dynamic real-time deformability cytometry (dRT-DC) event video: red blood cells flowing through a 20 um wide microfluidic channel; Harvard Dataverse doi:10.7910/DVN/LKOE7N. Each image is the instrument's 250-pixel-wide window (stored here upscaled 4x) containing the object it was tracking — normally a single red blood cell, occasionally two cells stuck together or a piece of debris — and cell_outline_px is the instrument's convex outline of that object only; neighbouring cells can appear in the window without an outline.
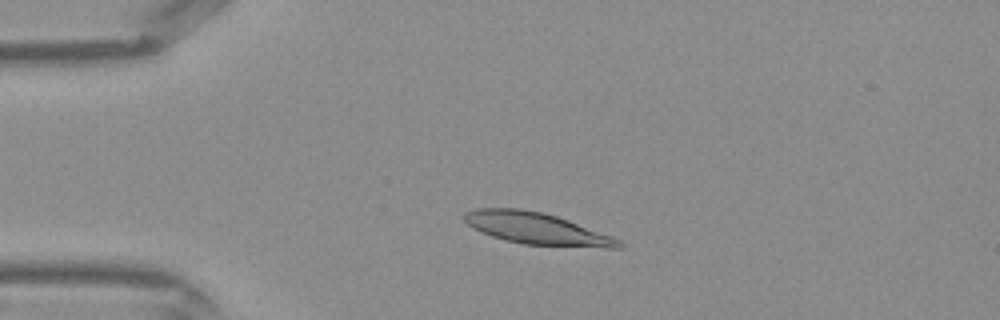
{"species": "Egyptian fruit bat (a non-hibernating species)", "species_latin": "Rousettus aegyptiacus", "temperature_condition": "warm", "stored_images_in_passage": 40, "camera_frame_rate_fps": 3000, "um_per_image_px": 0.085, "frame": {"image": 1, "passage_image": 7, "time_ms": 2.0, "image_size_px": [1000, 320], "cell_outline_px": [[624, 248], [608, 248], [524, 244], [492, 236], [472, 228], [464, 220], [464, 212], [476, 208], [520, 208], [544, 212], [568, 220], [612, 236], [620, 240], [624, 244]], "centroid_in_image_um": [45.63, 19.42], "position_along_channel_um": 39.4, "area_um2": 28.5}}
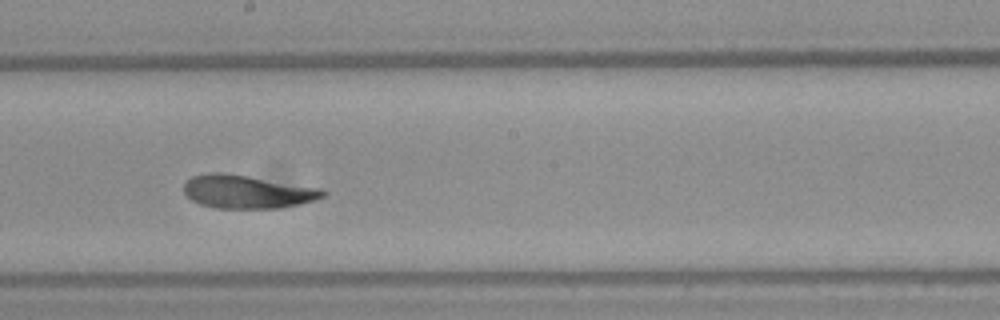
{"frame": {"image": 2, "passage_image": 21, "time_ms": 6.667, "image_size_px": [1000, 320], "cell_outline_px": [[328, 192], [324, 196], [316, 200], [300, 204], [280, 208], [216, 208], [200, 204], [192, 200], [184, 192], [184, 184], [192, 176], [208, 172], [220, 172], [248, 176], [324, 188]], "centroid_in_image_um": [21.06, 16.29], "position_along_channel_um": 227.1, "area_um2": 27.11}}
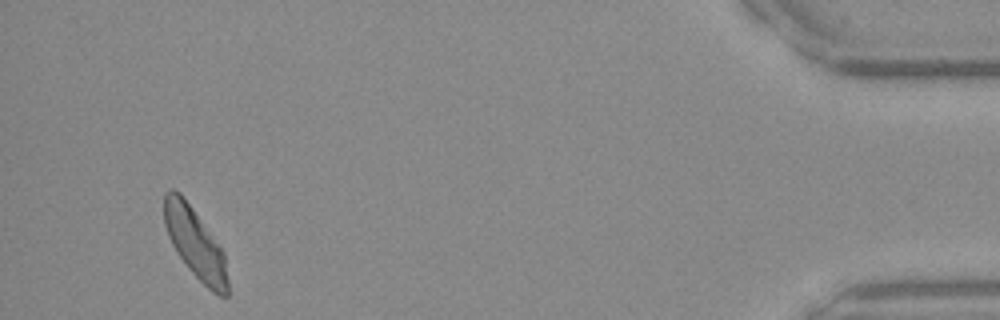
{"frame": {"image": 3, "passage_image": 38, "time_ms": 12.333, "image_size_px": [1000, 320], "cell_outline_px": [[228, 296], [220, 296], [212, 292], [188, 268], [176, 252], [168, 236], [164, 224], [164, 192], [172, 188], [180, 192], [224, 252], [228, 280]], "centroid_in_image_um": [16.57, 20.68], "position_along_channel_um": 418.6, "area_um2": 25.72}}